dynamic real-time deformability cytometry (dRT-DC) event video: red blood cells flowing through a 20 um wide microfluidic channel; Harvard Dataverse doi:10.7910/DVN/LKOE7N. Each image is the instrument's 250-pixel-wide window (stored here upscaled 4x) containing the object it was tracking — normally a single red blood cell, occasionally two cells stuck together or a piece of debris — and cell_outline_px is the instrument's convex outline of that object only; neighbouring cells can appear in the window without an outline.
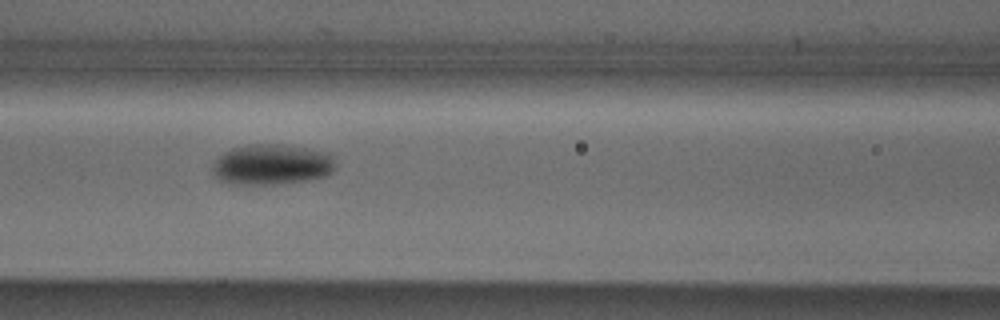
{"species": "Egyptian fruit bat (a non-hibernating species)", "species_latin": "Rousettus aegyptiacus", "temperature_condition": "cold", "stored_images_in_passage": 8, "camera_frame_rate_fps": 3000, "um_per_image_px": 0.085, "animal": {"sex": "male"}, "frame": {"image": 1, "passage_image": 6, "time_ms": 5.667, "image_size_px": [1000, 320], "cell_outline_px": [[336, 168], [332, 172], [324, 176], [308, 180], [276, 184], [232, 184], [220, 180], [212, 172], [212, 168], [216, 160], [224, 152], [232, 148], [252, 144], [276, 144], [332, 152], [336, 164]], "centroid_in_image_um": [23.15, 13.98], "position_along_channel_um": 143.5, "area_um2": 29.13}}
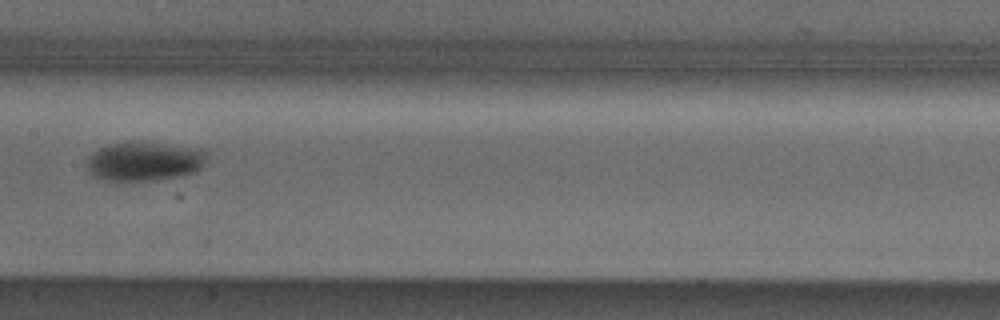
{"frame": {"image": 2, "passage_image": 7, "time_ms": 7.0, "image_size_px": [1000, 320], "cell_outline_px": [[208, 152], [200, 168], [196, 172], [184, 176], [152, 180], [104, 180], [92, 176], [88, 172], [88, 160], [92, 152], [108, 144], [128, 140], [136, 140], [208, 148]], "centroid_in_image_um": [12.32, 13.67], "position_along_channel_um": 195.1, "area_um2": 28.15}}
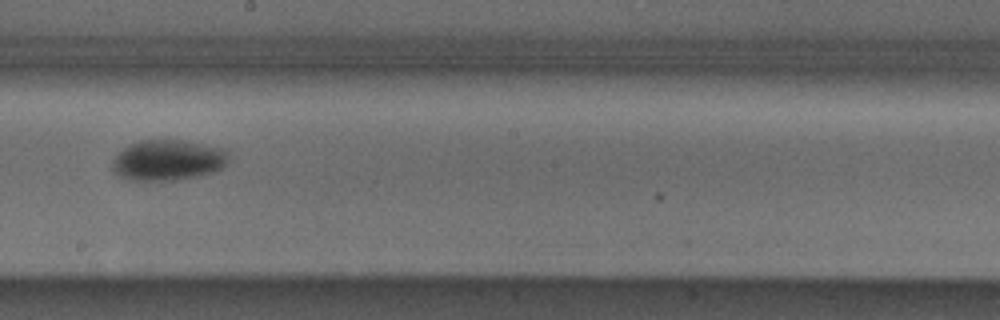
{"frame": {"image": 3, "passage_image": 8, "time_ms": 8.0, "image_size_px": [1000, 320], "cell_outline_px": [[228, 160], [220, 168], [212, 172], [196, 176], [172, 180], [128, 180], [120, 176], [112, 168], [112, 164], [116, 156], [124, 148], [140, 140], [184, 140], [224, 148], [228, 152]], "centroid_in_image_um": [14.28, 13.6], "position_along_channel_um": 233.9, "area_um2": 27.22}}